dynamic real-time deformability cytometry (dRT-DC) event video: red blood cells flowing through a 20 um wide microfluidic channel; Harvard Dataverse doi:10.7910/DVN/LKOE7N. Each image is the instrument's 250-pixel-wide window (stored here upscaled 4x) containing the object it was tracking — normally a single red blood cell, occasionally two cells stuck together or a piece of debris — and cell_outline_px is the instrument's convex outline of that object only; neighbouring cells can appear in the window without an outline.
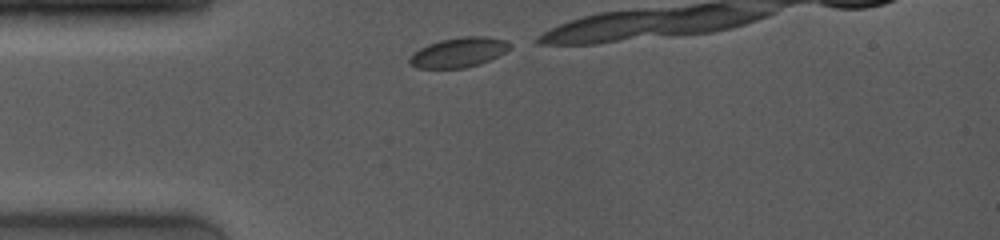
{"species": "common noctule bat (a hibernating species)", "species_latin": "Nyctalus noctula", "temperature_condition": "room temperature", "stored_images_in_passage": 8, "camera_frame_rate_fps": 4000, "um_per_image_px": 0.085, "animal": {"sex": "female", "body_mass_g": 19.0, "forearm_length_mm": 53.3}, "frame": {"image": 1, "passage_image": 1, "time_ms": 0.0, "image_size_px": [1000, 240], "cell_outline_px": [[512, 48], [480, 64], [464, 68], [416, 68], [408, 64], [408, 56], [420, 48], [428, 44], [440, 40], [464, 36], [484, 36], [508, 40], [512, 44]], "centroid_in_image_um": [38.97, 4.45], "position_along_channel_um": 46.0, "area_um2": 17.57}}